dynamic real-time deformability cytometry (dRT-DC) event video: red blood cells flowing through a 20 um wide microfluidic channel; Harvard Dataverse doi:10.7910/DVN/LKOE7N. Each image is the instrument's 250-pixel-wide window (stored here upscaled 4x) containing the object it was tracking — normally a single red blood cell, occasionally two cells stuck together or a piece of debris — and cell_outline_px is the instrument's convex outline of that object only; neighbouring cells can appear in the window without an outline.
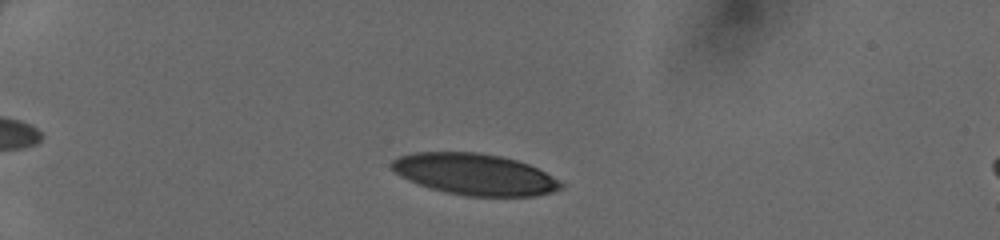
{"species": "human", "species_latin": "Homo sapiens", "temperature_condition": "cold", "stored_images_in_passage": 40, "camera_frame_rate_fps": 3000, "um_per_image_px": 0.085, "donor": {"sex": "female"}, "frame": {"image": 1, "passage_image": 8, "time_ms": 2.333, "image_size_px": [1000, 240], "cell_outline_px": [[564, 184], [560, 188], [552, 192], [536, 196], [468, 196], [428, 188], [416, 184], [400, 176], [388, 164], [392, 160], [400, 156], [416, 152], [476, 152], [500, 156], [516, 160], [528, 164], [560, 180]], "centroid_in_image_um": [40.32, 14.81], "position_along_channel_um": 44.7, "area_um2": 40.69}}
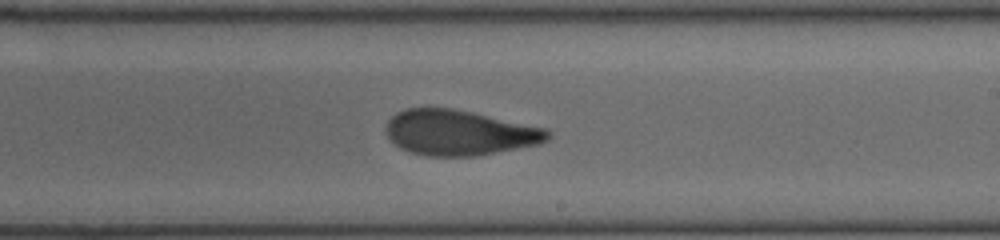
{"frame": {"image": 2, "passage_image": 26, "time_ms": 8.333, "image_size_px": [1000, 240], "cell_outline_px": [[552, 136], [548, 140], [540, 144], [476, 156], [428, 156], [408, 152], [400, 148], [388, 136], [384, 128], [388, 120], [396, 112], [404, 108], [452, 108], [472, 112], [548, 128], [552, 132]], "centroid_in_image_um": [39.07, 11.27], "position_along_channel_um": 249.9, "area_um2": 43.06}}
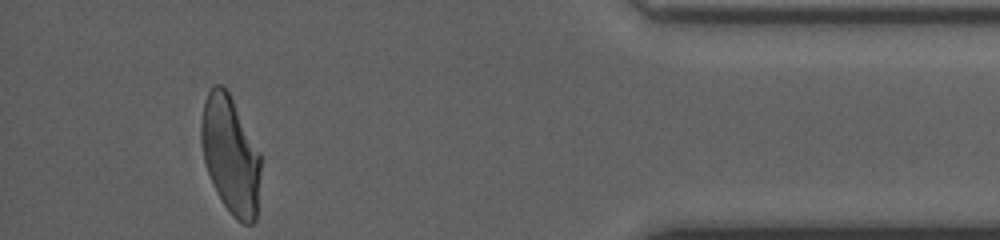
{"frame": {"image": 3, "passage_image": 40, "time_ms": 13.0, "image_size_px": [1000, 240], "cell_outline_px": [[260, 172], [256, 220], [252, 224], [244, 224], [236, 220], [232, 216], [220, 200], [212, 184], [204, 160], [200, 140], [200, 128], [204, 100], [208, 92], [216, 84], [220, 84], [228, 92], [260, 152]], "centroid_in_image_um": [19.58, 13.22], "position_along_channel_um": 415.6, "area_um2": 40.69}}